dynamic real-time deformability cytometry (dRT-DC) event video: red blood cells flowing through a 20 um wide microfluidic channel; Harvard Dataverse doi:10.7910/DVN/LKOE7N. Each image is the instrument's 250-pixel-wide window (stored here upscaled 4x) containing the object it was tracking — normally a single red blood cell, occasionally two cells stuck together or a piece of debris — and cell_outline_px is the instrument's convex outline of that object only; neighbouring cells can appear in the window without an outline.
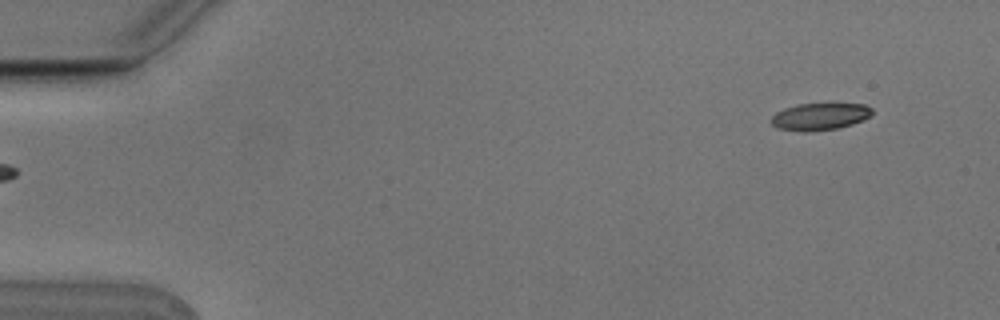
{"species": "Egyptian fruit bat (a non-hibernating species)", "species_latin": "Rousettus aegyptiacus", "temperature_condition": "cold", "stored_images_in_passage": 5, "segment_of_instrument_passage": [2, 2], "camera_frame_rate_fps": 3000, "um_per_image_px": 0.085, "animal": {"sex": "male"}, "frame": {"image": 1, "passage_image": 5, "time_ms": 1.333, "image_size_px": [1000, 320], "cell_outline_px": [[872, 116], [852, 124], [836, 128], [804, 132], [776, 128], [768, 120], [776, 112], [784, 108], [796, 104], [864, 104], [872, 108]], "centroid_in_image_um": [69.64, 9.9], "position_along_channel_um": 15.4, "area_um2": 15.95}}